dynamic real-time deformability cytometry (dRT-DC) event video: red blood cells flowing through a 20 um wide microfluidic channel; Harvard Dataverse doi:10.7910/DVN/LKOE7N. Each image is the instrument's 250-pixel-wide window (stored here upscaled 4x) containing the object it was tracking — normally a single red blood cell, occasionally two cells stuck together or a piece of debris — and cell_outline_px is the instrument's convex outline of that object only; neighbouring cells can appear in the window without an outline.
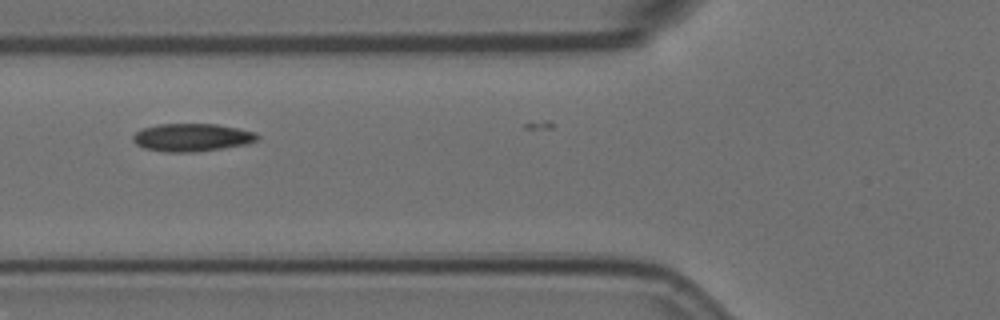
{"species": "Egyptian fruit bat (a non-hibernating species)", "species_latin": "Rousettus aegyptiacus", "temperature_condition": "room temperature", "stored_images_in_passage": 7, "camera_frame_rate_fps": 3000, "um_per_image_px": 0.085, "animal": {"sex": "female"}, "frame": {"image": 1, "passage_image": 6, "time_ms": 1.667, "image_size_px": [1000, 320], "cell_outline_px": [[260, 136], [256, 140], [248, 144], [192, 152], [168, 152], [144, 148], [136, 144], [132, 140], [132, 136], [136, 132], [144, 128], [156, 124], [216, 124], [256, 132]], "centroid_in_image_um": [16.3, 11.68], "position_along_channel_um": 109.5, "area_um2": 20.06}}